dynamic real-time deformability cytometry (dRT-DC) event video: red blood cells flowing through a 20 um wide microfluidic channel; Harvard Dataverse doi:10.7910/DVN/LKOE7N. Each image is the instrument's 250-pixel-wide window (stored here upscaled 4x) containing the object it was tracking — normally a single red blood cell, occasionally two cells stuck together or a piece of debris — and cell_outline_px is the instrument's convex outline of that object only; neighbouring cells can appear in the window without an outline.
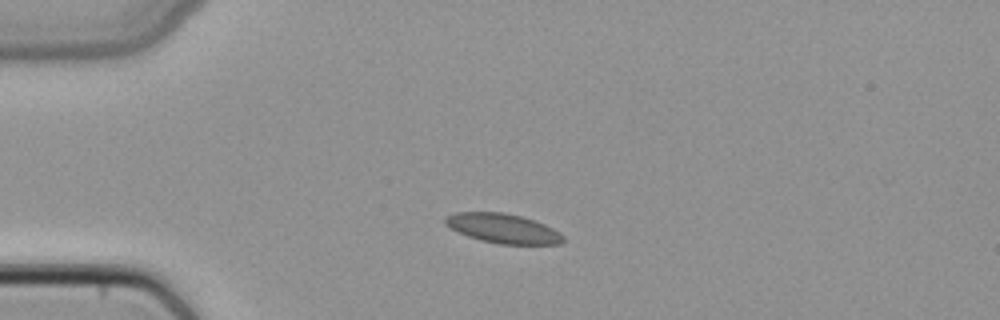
{"species": "common noctule bat (a hibernating species)", "species_latin": "Nyctalus noctula", "temperature_condition": "cold", "stored_images_in_passage": 3, "camera_frame_rate_fps": 3000, "um_per_image_px": 0.085, "animal": {"sex": "female", "body_mass_g": 22.7, "forearm_length_mm": 54.2}, "frame": {"image": 1, "passage_image": 2, "time_ms": 0.333, "image_size_px": [1000, 320], "cell_outline_px": [[564, 240], [560, 244], [500, 244], [480, 240], [468, 236], [444, 224], [444, 216], [456, 212], [504, 212], [520, 216], [544, 224], [560, 232], [564, 236]], "centroid_in_image_um": [42.74, 19.41], "position_along_channel_um": 42.3, "area_um2": 20.17}}